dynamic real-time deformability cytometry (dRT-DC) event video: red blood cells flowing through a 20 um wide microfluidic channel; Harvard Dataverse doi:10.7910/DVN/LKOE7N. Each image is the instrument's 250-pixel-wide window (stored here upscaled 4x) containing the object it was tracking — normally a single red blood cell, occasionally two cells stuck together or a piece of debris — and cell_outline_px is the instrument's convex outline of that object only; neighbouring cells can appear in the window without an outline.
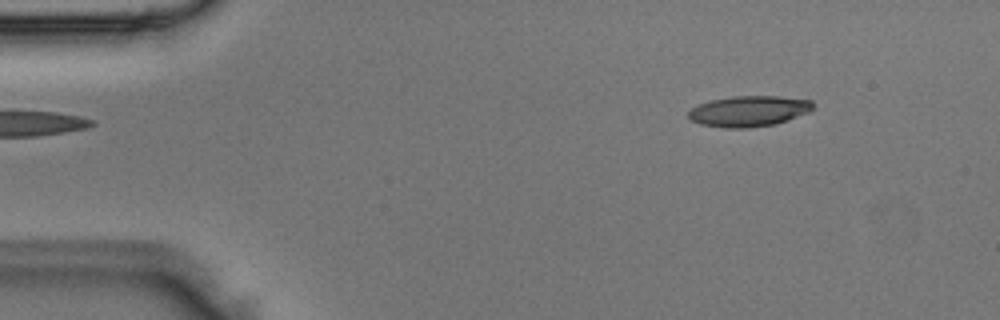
{"species": "Egyptian fruit bat (a non-hibernating species)", "species_latin": "Rousettus aegyptiacus", "temperature_condition": "room temperature", "stored_images_in_passage": 2, "camera_frame_rate_fps": 3000, "um_per_image_px": 0.085, "animal": {"sex": "male"}, "frame": {"image": 1, "passage_image": 1, "time_ms": 0.0, "image_size_px": [1000, 320], "cell_outline_px": [[812, 108], [808, 112], [776, 124], [744, 128], [724, 128], [700, 124], [692, 120], [688, 116], [688, 112], [692, 108], [700, 104], [712, 100], [732, 96], [780, 96], [812, 100]], "centroid_in_image_um": [63.64, 9.45], "position_along_channel_um": 21.4, "area_um2": 22.14}}